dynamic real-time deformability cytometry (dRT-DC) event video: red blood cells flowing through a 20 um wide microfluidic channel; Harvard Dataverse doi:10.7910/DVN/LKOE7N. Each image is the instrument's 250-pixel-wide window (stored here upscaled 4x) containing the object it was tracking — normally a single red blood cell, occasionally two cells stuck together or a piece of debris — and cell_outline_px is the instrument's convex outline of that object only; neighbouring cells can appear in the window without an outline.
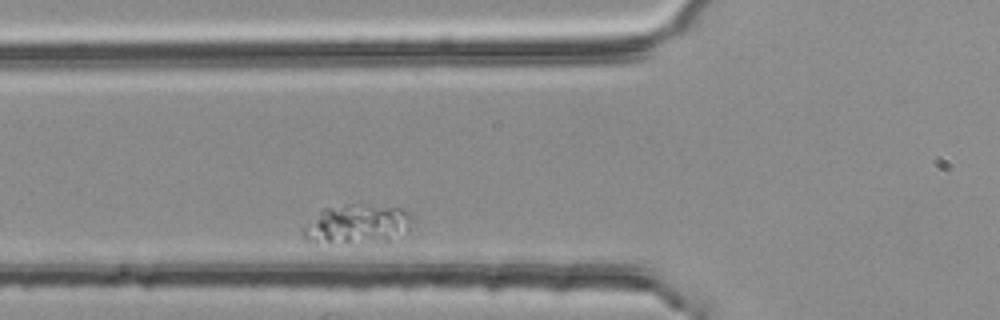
{"species": "common noctule bat (a hibernating species)", "species_latin": "Nyctalus noctula", "temperature_condition": "room temperature", "stored_images_in_passage": 31, "camera_frame_rate_fps": 3000, "um_per_image_px": 0.085, "animal": {"sex": "female", "body_mass_g": 25.1}, "frame": {"image": 1, "passage_image": 4, "time_ms": 1.0, "image_size_px": [1000, 320], "cell_outline_px": [[416, 216], [408, 232], [388, 244], [304, 240], [300, 236], [300, 228], [324, 208], [348, 204], [360, 204], [400, 208], [412, 212]], "centroid_in_image_um": [30.46, 19.07], "position_along_channel_um": 95.3, "area_um2": 25.95}}
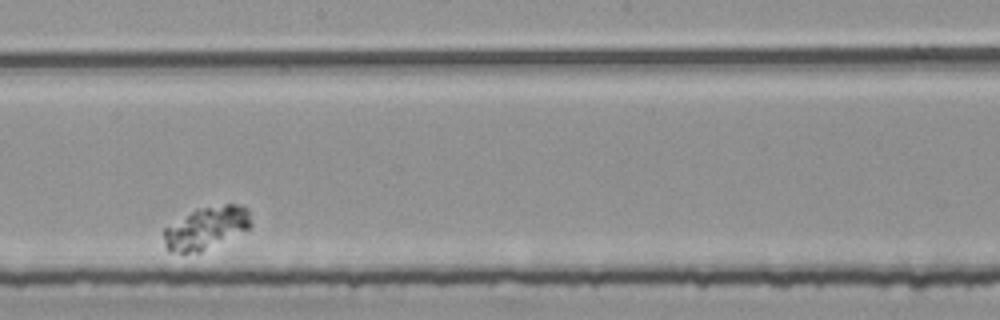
{"frame": {"image": 2, "passage_image": 17, "time_ms": 5.333, "image_size_px": [1000, 320], "cell_outline_px": [[252, 224], [248, 228], [200, 252], [168, 252], [164, 244], [164, 228], [196, 208], [224, 204], [236, 204], [248, 208]], "centroid_in_image_um": [17.51, 19.35], "position_along_channel_um": 230.7, "area_um2": 21.33}}
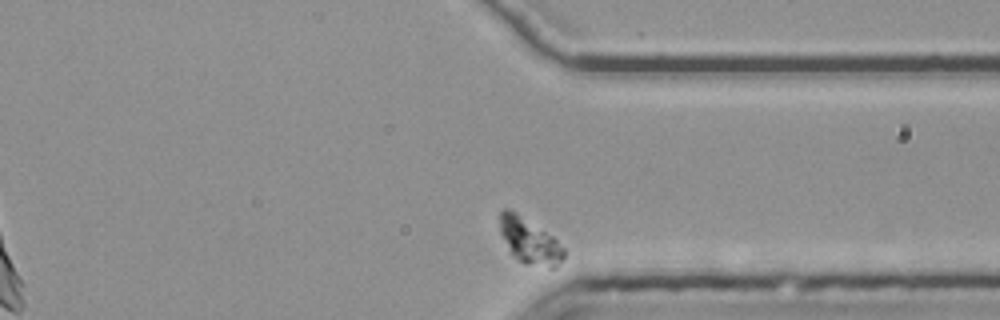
{"frame": {"image": 3, "passage_image": 30, "time_ms": 9.667, "image_size_px": [1000, 320], "cell_outline_px": [[564, 256], [556, 268], [548, 268], [524, 264], [512, 252], [500, 232], [500, 212], [504, 208], [512, 208], [552, 236], [564, 248]], "centroid_in_image_um": [45.02, 20.46], "position_along_channel_um": 366.4, "area_um2": 16.88}}